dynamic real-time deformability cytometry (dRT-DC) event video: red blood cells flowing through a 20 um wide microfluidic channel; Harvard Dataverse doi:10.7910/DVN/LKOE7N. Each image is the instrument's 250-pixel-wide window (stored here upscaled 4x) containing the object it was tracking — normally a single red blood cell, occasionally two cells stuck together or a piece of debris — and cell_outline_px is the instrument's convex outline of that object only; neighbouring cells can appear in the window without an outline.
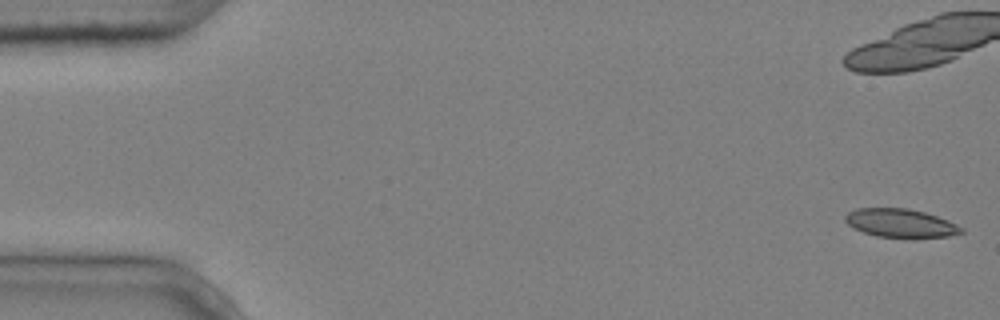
{"species": "common noctule bat (a hibernating species)", "species_latin": "Nyctalus noctula", "temperature_condition": "cold", "stored_images_in_passage": 6, "camera_frame_rate_fps": 3000, "um_per_image_px": 0.085, "animal": {"sex": "male", "body_mass_g": 20.4}, "frame": {"image": 1, "passage_image": 1, "time_ms": 0.0, "image_size_px": [1000, 320], "cell_outline_px": [[964, 232], [948, 236], [916, 240], [908, 240], [876, 236], [864, 232], [848, 224], [844, 220], [844, 216], [848, 212], [856, 208], [908, 208], [924, 212], [948, 220], [964, 228]], "centroid_in_image_um": [76.59, 19.0], "position_along_channel_um": 8.4, "area_um2": 19.94}}